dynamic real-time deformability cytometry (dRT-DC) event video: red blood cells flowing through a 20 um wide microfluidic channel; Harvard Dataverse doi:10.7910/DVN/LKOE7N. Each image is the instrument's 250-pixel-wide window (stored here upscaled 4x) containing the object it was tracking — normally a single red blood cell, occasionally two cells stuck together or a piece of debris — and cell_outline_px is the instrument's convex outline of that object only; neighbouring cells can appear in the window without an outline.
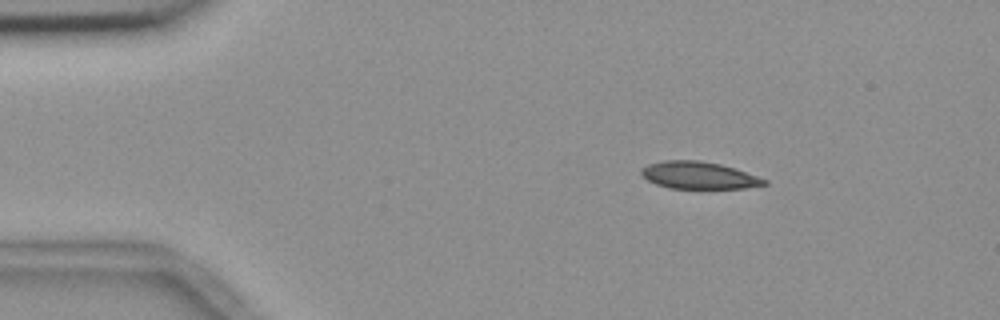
{"species": "common noctule bat (a hibernating species)", "species_latin": "Nyctalus noctula", "temperature_condition": "room temperature", "stored_images_in_passage": 48, "camera_frame_rate_fps": 3000, "um_per_image_px": 0.085, "animal": {"sex": "female", "body_mass_g": 18.4}, "frame": {"image": 1, "passage_image": 1, "time_ms": 0.0, "image_size_px": [1000, 320], "cell_outline_px": [[768, 184], [744, 188], [668, 188], [656, 184], [648, 180], [640, 172], [640, 168], [648, 164], [664, 160], [700, 160], [720, 164], [768, 180]], "centroid_in_image_um": [59.35, 14.9], "position_along_channel_um": 25.6, "area_um2": 19.31}}
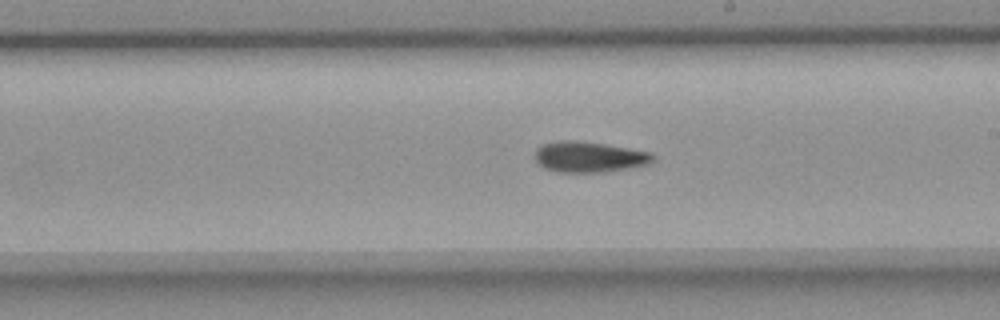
{"frame": {"image": 2, "passage_image": 24, "time_ms": 7.667, "image_size_px": [1000, 320], "cell_outline_px": [[656, 156], [648, 164], [628, 168], [604, 172], [556, 172], [544, 168], [536, 160], [536, 148], [540, 144], [560, 140], [576, 140], [604, 144], [652, 152]], "centroid_in_image_um": [50.06, 13.33], "position_along_channel_um": 238.9, "area_um2": 21.15}}
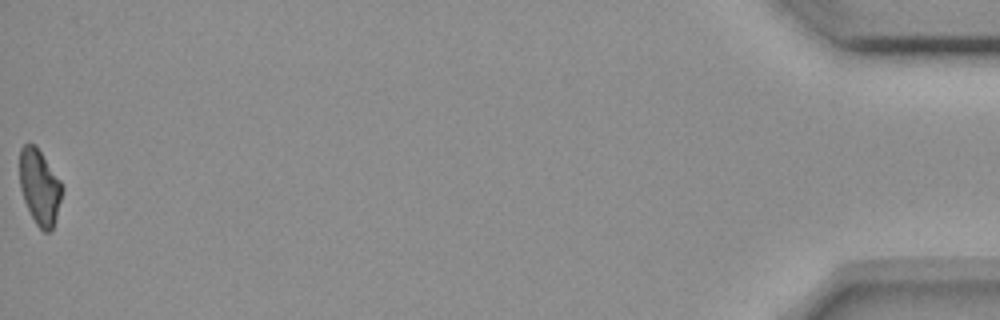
{"frame": {"image": 3, "passage_image": 48, "time_ms": 15.667, "image_size_px": [1000, 320], "cell_outline_px": [[64, 188], [56, 216], [52, 228], [48, 232], [44, 232], [36, 224], [24, 200], [20, 188], [20, 148], [24, 144], [36, 144], [60, 180]], "centroid_in_image_um": [3.37, 15.86], "position_along_channel_um": 431.8, "area_um2": 18.5}, "authors_computed_cell_mechanics": {"area_um2": 20.2589, "velocity_mm_per_s": 3.6565, "shape_relaxation_time_tau1_ms": null, "shape_relaxation_time_tau2_ms": 8.3113, "deformation_change_tau1": null, "deformation_change_tau2": 0.1493}}